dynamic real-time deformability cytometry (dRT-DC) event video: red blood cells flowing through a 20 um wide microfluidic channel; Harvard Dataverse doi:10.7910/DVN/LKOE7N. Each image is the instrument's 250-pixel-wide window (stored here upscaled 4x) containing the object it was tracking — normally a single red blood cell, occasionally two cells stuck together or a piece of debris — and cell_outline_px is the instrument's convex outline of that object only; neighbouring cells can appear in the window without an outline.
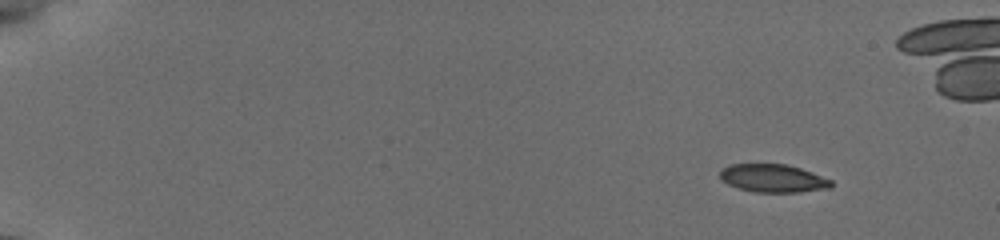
{"species": "common noctule bat (a hibernating species)", "species_latin": "Nyctalus noctula", "temperature_condition": "cold", "stored_images_in_passage": 35, "camera_frame_rate_fps": 3000, "um_per_image_px": 0.085, "animal": {"sex": "female", "body_mass_g": 19.5, "forearm_length_mm": 54.1}, "frame": {"image": 1, "passage_image": 1, "time_ms": 0.0, "image_size_px": [1000, 240], "cell_outline_px": [[832, 188], [800, 192], [756, 192], [740, 188], [728, 184], [720, 180], [720, 172], [724, 168], [732, 164], [784, 164], [800, 168], [812, 172], [832, 180]], "centroid_in_image_um": [65.73, 15.16], "position_along_channel_um": 19.3, "area_um2": 18.09}}
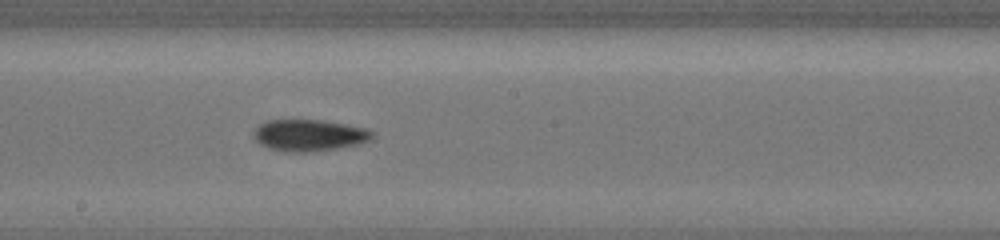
{"frame": {"image": 2, "passage_image": 25, "time_ms": 9.0, "image_size_px": [1000, 240], "cell_outline_px": [[372, 136], [368, 140], [356, 144], [336, 148], [312, 152], [284, 152], [268, 148], [260, 144], [252, 136], [252, 132], [260, 124], [268, 120], [320, 120], [368, 128], [372, 132]], "centroid_in_image_um": [26.21, 11.5], "position_along_channel_um": 222.0, "area_um2": 21.73}}
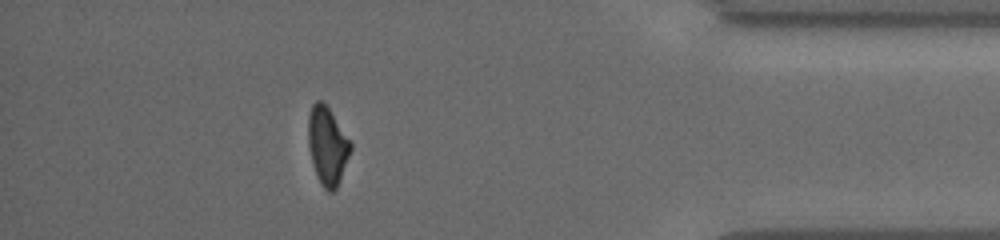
{"frame": {"image": 3, "passage_image": 34, "time_ms": 14.667, "image_size_px": [1000, 240], "cell_outline_px": [[352, 148], [336, 188], [332, 192], [328, 192], [324, 188], [316, 176], [308, 144], [308, 116], [312, 104], [316, 100], [324, 100], [352, 140]], "centroid_in_image_um": [27.84, 12.32], "position_along_channel_um": 407.4, "area_um2": 19.54}}